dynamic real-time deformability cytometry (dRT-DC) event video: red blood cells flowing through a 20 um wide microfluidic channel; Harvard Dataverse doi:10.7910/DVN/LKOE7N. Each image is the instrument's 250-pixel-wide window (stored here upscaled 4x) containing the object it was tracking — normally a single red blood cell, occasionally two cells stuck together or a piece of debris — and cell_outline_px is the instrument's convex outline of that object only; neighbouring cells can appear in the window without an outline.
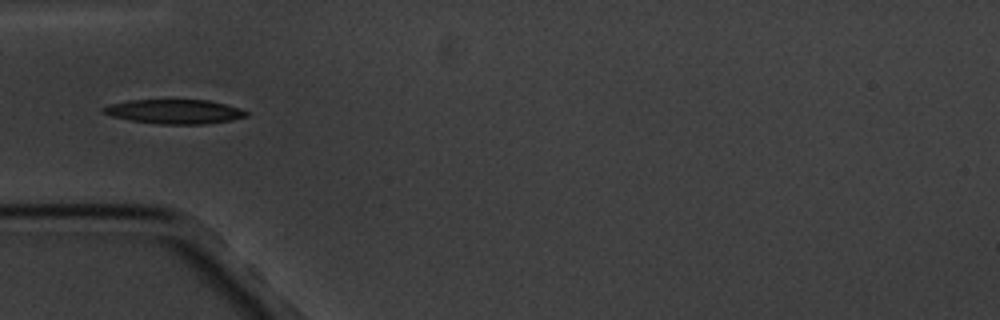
{"species": "common noctule bat (a hibernating species)", "species_latin": "Nyctalus noctula", "temperature_condition": "cold", "stored_images_in_passage": 4, "camera_frame_rate_fps": 3000, "um_per_image_px": 0.085, "animal": {"sex": "male", "body_mass_g": 20.1, "forearm_length_mm": 53.5}, "frame": {"image": 1, "passage_image": 4, "time_ms": 4.333, "image_size_px": [1000, 320], "cell_outline_px": [[248, 116], [232, 120], [204, 124], [160, 124], [128, 120], [112, 116], [100, 112], [100, 108], [112, 104], [128, 100], [208, 100], [240, 108], [248, 112]], "centroid_in_image_um": [14.81, 9.49], "position_along_channel_um": 70.2, "area_um2": 20.29}}